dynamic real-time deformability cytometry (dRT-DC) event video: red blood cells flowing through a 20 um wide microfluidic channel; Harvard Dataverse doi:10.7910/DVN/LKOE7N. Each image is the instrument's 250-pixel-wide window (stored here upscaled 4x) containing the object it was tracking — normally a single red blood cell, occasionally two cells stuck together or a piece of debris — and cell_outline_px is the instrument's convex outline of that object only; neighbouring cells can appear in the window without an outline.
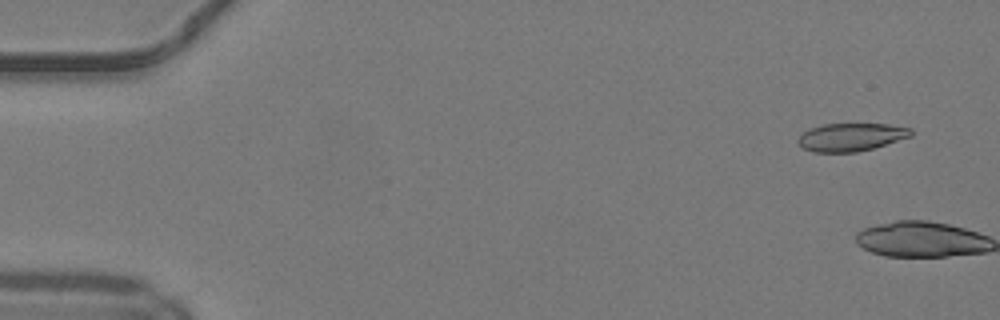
{"species": "common noctule bat (a hibernating species)", "species_latin": "Nyctalus noctula", "temperature_condition": "warm", "stored_images_in_passage": 4, "camera_frame_rate_fps": 3000, "um_per_image_px": 0.085, "animal": {"sex": "male", "body_mass_g": 19.2, "forearm_length_mm": 51.8}, "frame": {"image": 1, "passage_image": 3, "time_ms": 0.667, "image_size_px": [1000, 320], "cell_outline_px": [[912, 136], [872, 148], [856, 152], [812, 152], [796, 144], [796, 140], [804, 132], [812, 128], [824, 124], [888, 124], [912, 128]], "centroid_in_image_um": [72.33, 11.65], "position_along_channel_um": 12.7, "area_um2": 18.32}}